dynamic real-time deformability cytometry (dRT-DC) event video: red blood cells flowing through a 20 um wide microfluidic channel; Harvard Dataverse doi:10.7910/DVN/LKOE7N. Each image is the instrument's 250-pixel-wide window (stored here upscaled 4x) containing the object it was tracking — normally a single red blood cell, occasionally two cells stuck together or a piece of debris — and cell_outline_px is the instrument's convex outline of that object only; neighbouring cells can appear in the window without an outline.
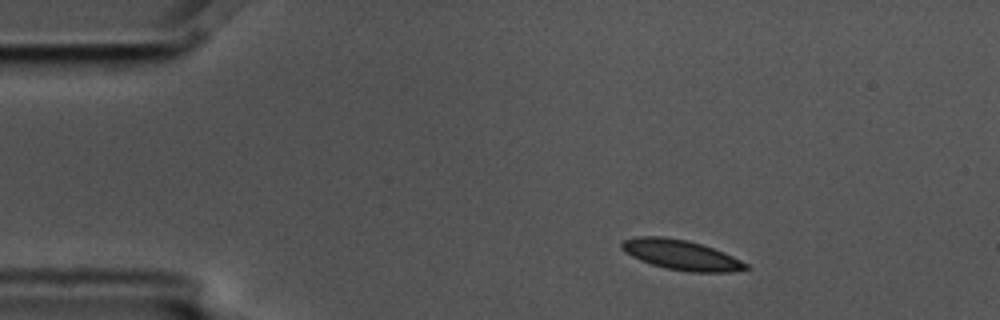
{"species": "common noctule bat (a hibernating species)", "species_latin": "Nyctalus noctula", "temperature_condition": "cold", "stored_images_in_passage": 3, "camera_frame_rate_fps": 3000, "um_per_image_px": 0.085, "animal": {"sex": "male", "body_mass_g": 17.5, "forearm_length_mm": 52.3}, "frame": {"image": 1, "passage_image": 1, "time_ms": 0.0, "image_size_px": [1000, 320], "cell_outline_px": [[752, 268], [728, 272], [688, 272], [664, 268], [640, 260], [624, 252], [620, 248], [620, 244], [624, 240], [636, 236], [664, 236], [688, 240], [712, 248], [732, 256], [748, 264]], "centroid_in_image_um": [57.86, 21.66], "position_along_channel_um": 27.1, "area_um2": 21.73}}
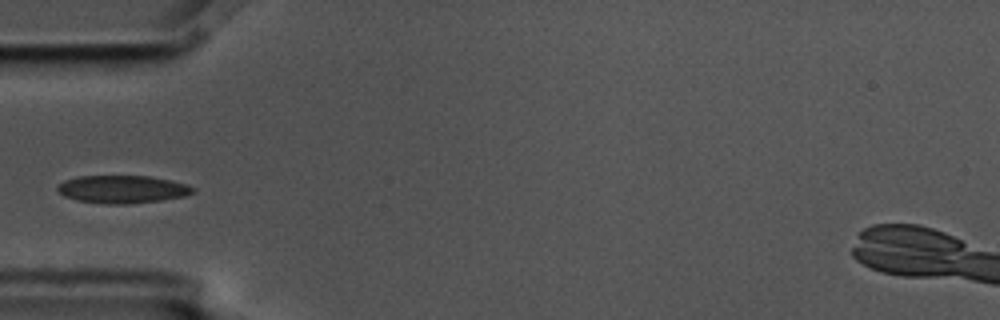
{"frame": {"image": 2, "passage_image": 3, "time_ms": 0.667, "image_size_px": [1000, 320], "cell_outline_px": [[196, 192], [184, 196], [160, 200], [128, 204], [104, 204], [76, 200], [64, 196], [56, 188], [64, 180], [80, 176], [148, 176], [172, 180], [188, 184], [196, 188]], "centroid_in_image_um": [10.44, 16.09], "position_along_channel_um": 74.6, "area_um2": 22.02}}